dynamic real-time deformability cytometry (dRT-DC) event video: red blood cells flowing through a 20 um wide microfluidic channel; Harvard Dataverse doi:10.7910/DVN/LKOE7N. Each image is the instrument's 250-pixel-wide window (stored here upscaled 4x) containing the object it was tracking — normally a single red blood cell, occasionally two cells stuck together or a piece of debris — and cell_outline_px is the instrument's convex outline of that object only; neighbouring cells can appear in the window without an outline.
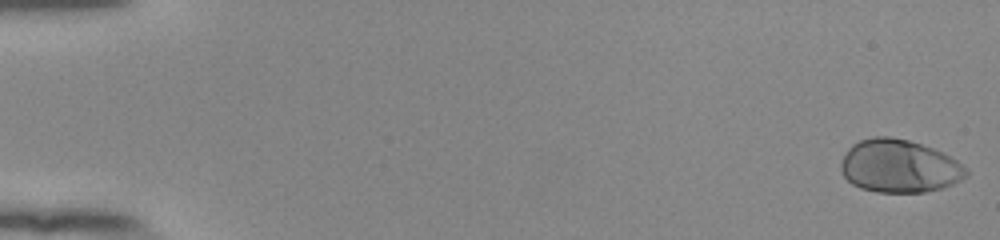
{"species": "human", "species_latin": "Homo sapiens", "temperature_condition": "room temperature", "stored_images_in_passage": 54, "camera_frame_rate_fps": 3000, "um_per_image_px": 0.085, "donor": {"sex": "female"}, "frame": {"image": 1, "passage_image": 1, "time_ms": 0.0, "image_size_px": [1000, 240], "cell_outline_px": [[968, 176], [944, 188], [924, 192], [876, 192], [860, 188], [852, 184], [844, 176], [840, 168], [840, 164], [848, 148], [852, 144], [860, 140], [876, 136], [888, 136], [908, 140], [932, 148], [956, 160], [968, 168]], "centroid_in_image_um": [76.43, 14.13], "position_along_channel_um": 8.6, "area_um2": 38.67}}
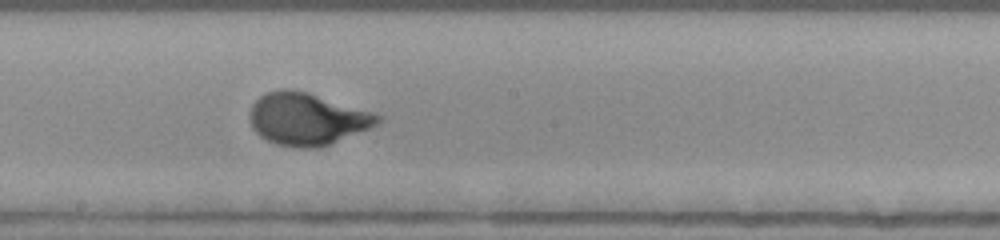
{"frame": {"image": 2, "passage_image": 31, "time_ms": 10.0, "image_size_px": [1000, 240], "cell_outline_px": [[384, 120], [380, 124], [320, 148], [296, 148], [276, 144], [260, 136], [252, 128], [248, 116], [252, 104], [264, 92], [280, 88], [288, 88], [308, 92], [376, 112], [384, 116]], "centroid_in_image_um": [26.13, 10.1], "position_along_channel_um": 222.1, "area_um2": 39.71}}
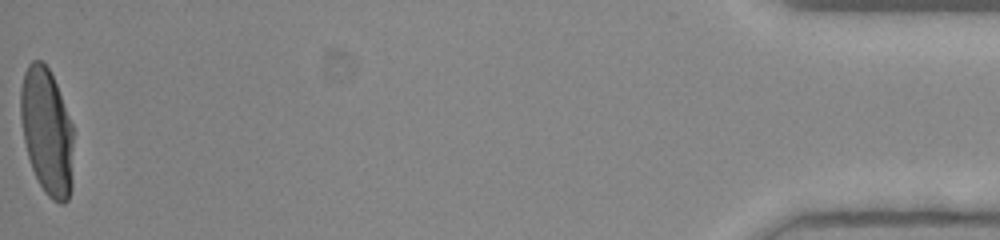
{"frame": {"image": 3, "passage_image": 54, "time_ms": 17.667, "image_size_px": [1000, 240], "cell_outline_px": [[72, 188], [68, 200], [64, 204], [60, 204], [52, 200], [44, 192], [32, 168], [28, 156], [24, 140], [20, 120], [20, 88], [24, 72], [28, 64], [32, 60], [40, 60], [48, 68], [56, 84], [72, 124]], "centroid_in_image_um": [3.97, 11.19], "position_along_channel_um": 431.2, "area_um2": 39.02}, "authors_computed_cell_mechanics": {"area_um2": 37.5122, "velocity_mm_per_s": 3.906, "shape_relaxation_time_tau1_ms": 3.3584, "shape_relaxation_time_tau2_ms": null, "deformation_change_tau1": 0.2229, "deformation_change_tau2": null}}